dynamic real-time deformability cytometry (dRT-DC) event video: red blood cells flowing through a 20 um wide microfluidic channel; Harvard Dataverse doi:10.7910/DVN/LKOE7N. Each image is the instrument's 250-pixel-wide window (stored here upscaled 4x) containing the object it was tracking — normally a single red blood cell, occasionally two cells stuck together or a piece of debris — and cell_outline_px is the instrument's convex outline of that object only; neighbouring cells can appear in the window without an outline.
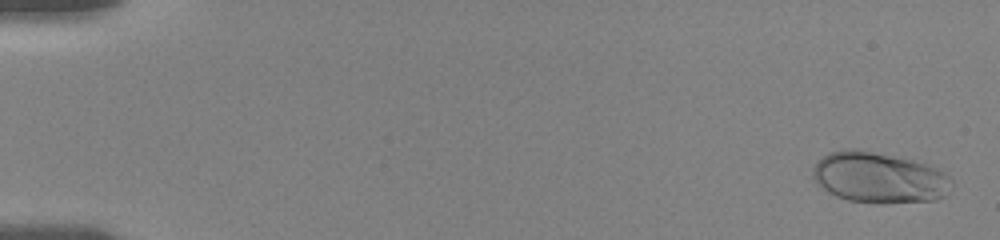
{"species": "human", "species_latin": "Homo sapiens", "temperature_condition": "room temperature", "stored_images_in_passage": 56, "camera_frame_rate_fps": 3000, "um_per_image_px": 0.085, "donor": {"sex": "female"}, "frame": {"image": 1, "passage_image": 2, "time_ms": 0.333, "image_size_px": [1000, 240], "cell_outline_px": [[952, 184], [944, 196], [936, 200], [880, 204], [876, 204], [848, 200], [836, 196], [828, 192], [812, 176], [812, 168], [828, 152], [844, 148], [860, 148], [912, 160], [940, 168], [952, 180]], "centroid_in_image_um": [74.73, 15.09], "position_along_channel_um": 10.3, "area_um2": 41.5}}
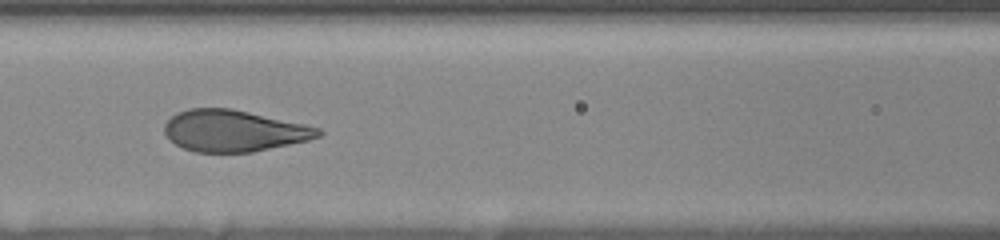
{"frame": {"image": 2, "passage_image": 26, "time_ms": 8.333, "image_size_px": [1000, 240], "cell_outline_px": [[324, 132], [320, 136], [308, 140], [252, 152], [196, 152], [184, 148], [176, 144], [164, 132], [164, 124], [176, 112], [188, 108], [232, 108], [304, 124], [320, 128]], "centroid_in_image_um": [19.87, 11.11], "position_along_channel_um": 146.7, "area_um2": 37.05}}
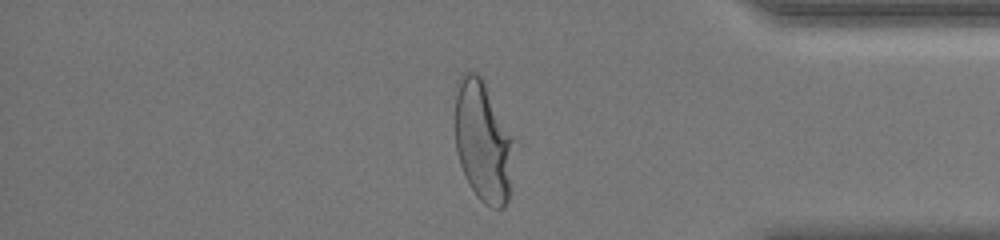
{"frame": {"image": 3, "passage_image": 48, "time_ms": 15.667, "image_size_px": [1000, 240], "cell_outline_px": [[512, 140], [508, 200], [504, 208], [492, 208], [484, 204], [476, 196], [468, 184], [460, 164], [456, 152], [456, 92], [464, 72], [476, 72], [480, 76]], "centroid_in_image_um": [41.0, 12.11], "position_along_channel_um": 394.2, "area_um2": 39.82}, "authors_computed_cell_mechanics": {"area_um2": 38.8705, "velocity_mm_per_s": 3.6174, "shape_relaxation_time_tau1_ms": 3.9726, "shape_relaxation_time_tau2_ms": null, "deformation_change_tau1": 0.2008, "deformation_change_tau2": null}}